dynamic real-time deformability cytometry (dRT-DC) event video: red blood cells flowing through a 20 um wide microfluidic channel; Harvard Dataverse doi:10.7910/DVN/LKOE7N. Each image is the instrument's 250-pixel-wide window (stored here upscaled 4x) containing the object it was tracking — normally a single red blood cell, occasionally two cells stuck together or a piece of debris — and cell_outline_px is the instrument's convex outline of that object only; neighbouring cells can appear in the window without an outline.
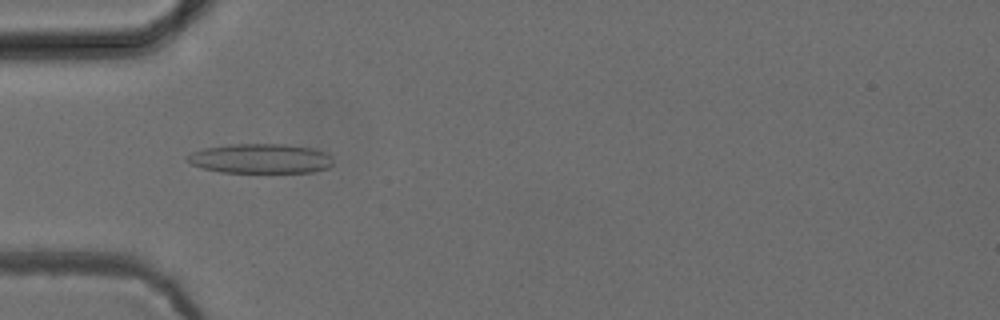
{"species": "common noctule bat (a hibernating species)", "species_latin": "Nyctalus noctula", "temperature_condition": "cold", "stored_images_in_passage": 43, "camera_frame_rate_fps": 3000, "um_per_image_px": 0.085, "animal": {"sex": "female", "body_mass_g": 24.6, "forearm_length_mm": 56.2}, "frame": {"image": 1, "passage_image": 8, "time_ms": 2.333, "image_size_px": [1000, 320], "cell_outline_px": [[332, 164], [328, 168], [312, 172], [220, 172], [204, 168], [192, 164], [184, 160], [184, 156], [192, 152], [204, 148], [232, 144], [284, 144], [312, 148], [324, 152], [332, 156]], "centroid_in_image_um": [22.12, 13.47], "position_along_channel_um": 62.9, "area_um2": 25.2}}
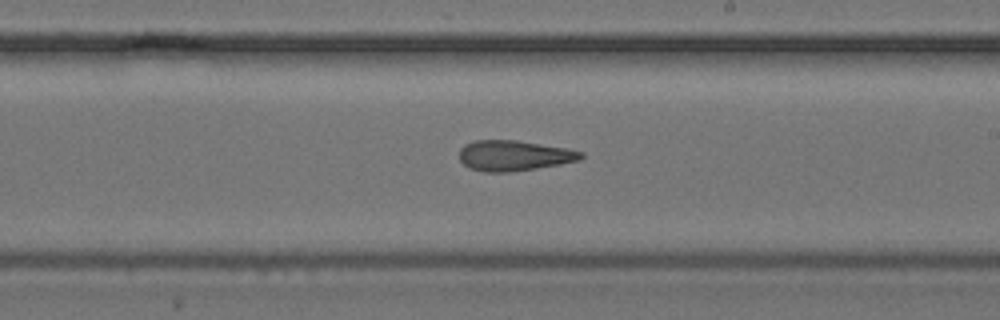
{"frame": {"image": 2, "passage_image": 22, "time_ms": 7.0, "image_size_px": [1000, 320], "cell_outline_px": [[584, 156], [580, 160], [560, 164], [536, 168], [508, 172], [484, 172], [468, 168], [460, 160], [460, 148], [464, 144], [476, 140], [516, 140], [568, 148], [584, 152]], "centroid_in_image_um": [43.69, 13.22], "position_along_channel_um": 245.3, "area_um2": 21.68}}
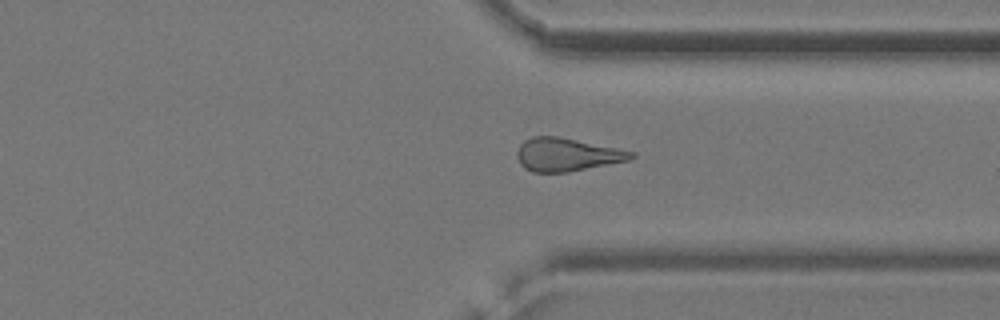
{"frame": {"image": 3, "passage_image": 31, "time_ms": 10.0, "image_size_px": [1000, 320], "cell_outline_px": [[636, 156], [628, 160], [568, 172], [532, 172], [524, 168], [520, 164], [516, 156], [516, 152], [520, 144], [524, 140], [532, 136], [556, 136], [636, 152]], "centroid_in_image_um": [48.14, 13.14], "position_along_channel_um": 363.3, "area_um2": 21.91}, "authors_computed_cell_mechanics": {"area_um2": 22.1374, "velocity_mm_per_s": 3.943, "shape_relaxation_time_tau1_ms": 4.9112, "shape_relaxation_time_tau2_ms": 2.2727, "deformation_change_tau1": 0.1674, "deformation_change_tau2": 0.1326}}